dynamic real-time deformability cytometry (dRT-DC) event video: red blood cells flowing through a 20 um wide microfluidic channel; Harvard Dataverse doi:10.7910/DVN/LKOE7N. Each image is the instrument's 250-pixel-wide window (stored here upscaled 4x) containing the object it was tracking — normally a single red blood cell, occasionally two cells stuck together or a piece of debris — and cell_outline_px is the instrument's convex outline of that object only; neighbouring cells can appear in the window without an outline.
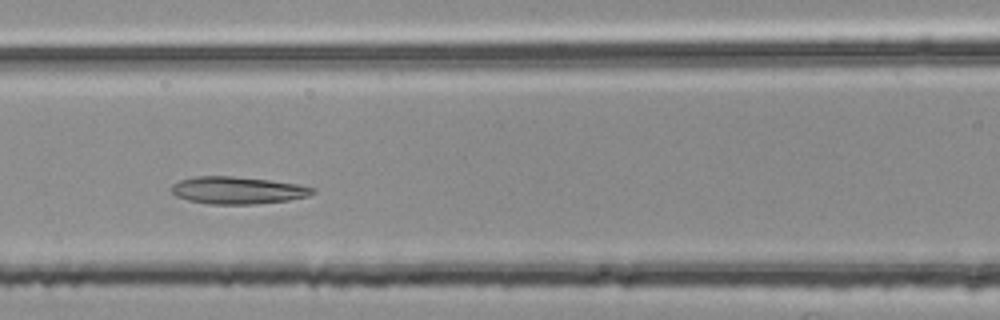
{"species": "common noctule bat (a hibernating species)", "species_latin": "Nyctalus noctula", "temperature_condition": "room temperature", "stored_images_in_passage": 42, "camera_frame_rate_fps": 3000, "um_per_image_px": 0.085, "animal": {"sex": "female", "body_mass_g": 25.1}, "frame": {"image": 1, "passage_image": 17, "time_ms": 5.333, "image_size_px": [1000, 320], "cell_outline_px": [[316, 192], [308, 196], [288, 200], [252, 204], [212, 204], [188, 200], [176, 196], [172, 192], [172, 184], [180, 180], [196, 176], [232, 176], [268, 180], [300, 184], [316, 188]], "centroid_in_image_um": [20.22, 16.17], "position_along_channel_um": 146.4, "area_um2": 22.37}}
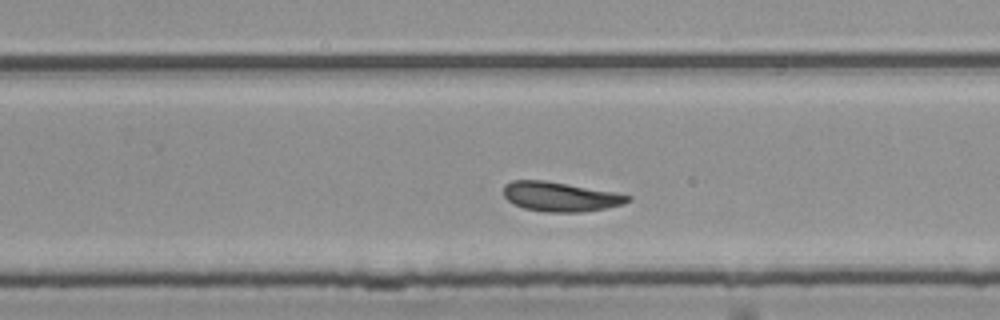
{"frame": {"image": 2, "passage_image": 28, "time_ms": 9.0, "image_size_px": [1000, 320], "cell_outline_px": [[632, 200], [624, 204], [604, 208], [580, 212], [548, 212], [524, 208], [512, 204], [504, 196], [504, 184], [512, 180], [544, 180], [616, 192], [632, 196]], "centroid_in_image_um": [47.63, 16.71], "position_along_channel_um": 282.2, "area_um2": 21.39}}
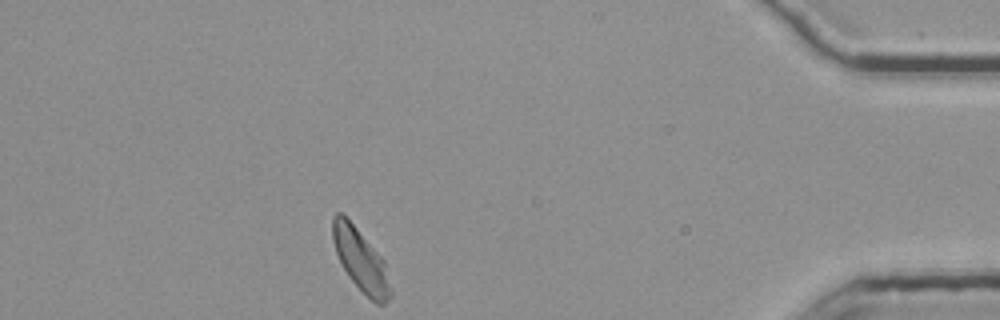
{"frame": {"image": 3, "passage_image": 42, "time_ms": 13.667, "image_size_px": [1000, 320], "cell_outline_px": [[392, 296], [384, 304], [376, 304], [348, 276], [336, 252], [332, 240], [332, 216], [336, 212], [340, 212], [356, 228], [384, 260], [392, 288]], "centroid_in_image_um": [30.67, 22.13], "position_along_channel_um": 404.5, "area_um2": 20.63}, "authors_computed_cell_mechanics": {"area_um2": 21.8484, "velocity_mm_per_s": 3.7254, "shape_relaxation_time_tau1_ms": 4.1859, "shape_relaxation_time_tau2_ms": 2.4488, "deformation_change_tau1": 0.1402, "deformation_change_tau2": 0.0947}}